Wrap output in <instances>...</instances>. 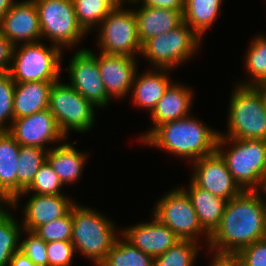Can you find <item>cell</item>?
<instances>
[{
  "label": "cell",
  "mask_w": 266,
  "mask_h": 266,
  "mask_svg": "<svg viewBox=\"0 0 266 266\" xmlns=\"http://www.w3.org/2000/svg\"><path fill=\"white\" fill-rule=\"evenodd\" d=\"M123 6L112 9L98 26V49L105 54L136 58L142 51L136 16L133 9Z\"/></svg>",
  "instance_id": "obj_10"
},
{
  "label": "cell",
  "mask_w": 266,
  "mask_h": 266,
  "mask_svg": "<svg viewBox=\"0 0 266 266\" xmlns=\"http://www.w3.org/2000/svg\"><path fill=\"white\" fill-rule=\"evenodd\" d=\"M48 266H72L74 246L71 241L46 242Z\"/></svg>",
  "instance_id": "obj_37"
},
{
  "label": "cell",
  "mask_w": 266,
  "mask_h": 266,
  "mask_svg": "<svg viewBox=\"0 0 266 266\" xmlns=\"http://www.w3.org/2000/svg\"><path fill=\"white\" fill-rule=\"evenodd\" d=\"M47 150L34 146H20L17 169V196L32 183L35 174L46 162Z\"/></svg>",
  "instance_id": "obj_28"
},
{
  "label": "cell",
  "mask_w": 266,
  "mask_h": 266,
  "mask_svg": "<svg viewBox=\"0 0 266 266\" xmlns=\"http://www.w3.org/2000/svg\"><path fill=\"white\" fill-rule=\"evenodd\" d=\"M191 115L157 126L142 142L191 163L216 151L219 133Z\"/></svg>",
  "instance_id": "obj_2"
},
{
  "label": "cell",
  "mask_w": 266,
  "mask_h": 266,
  "mask_svg": "<svg viewBox=\"0 0 266 266\" xmlns=\"http://www.w3.org/2000/svg\"><path fill=\"white\" fill-rule=\"evenodd\" d=\"M14 217L9 210L0 213V266H9L10 258L20 250L23 227Z\"/></svg>",
  "instance_id": "obj_30"
},
{
  "label": "cell",
  "mask_w": 266,
  "mask_h": 266,
  "mask_svg": "<svg viewBox=\"0 0 266 266\" xmlns=\"http://www.w3.org/2000/svg\"><path fill=\"white\" fill-rule=\"evenodd\" d=\"M201 41L202 39L183 22L177 28L147 40L142 45L141 56L147 58L154 68L172 71L194 57L202 44Z\"/></svg>",
  "instance_id": "obj_7"
},
{
  "label": "cell",
  "mask_w": 266,
  "mask_h": 266,
  "mask_svg": "<svg viewBox=\"0 0 266 266\" xmlns=\"http://www.w3.org/2000/svg\"><path fill=\"white\" fill-rule=\"evenodd\" d=\"M62 187H64L63 183L46 161L35 174L32 183L13 200V209L17 208L18 202L23 195L25 197L32 192L38 195H63Z\"/></svg>",
  "instance_id": "obj_31"
},
{
  "label": "cell",
  "mask_w": 266,
  "mask_h": 266,
  "mask_svg": "<svg viewBox=\"0 0 266 266\" xmlns=\"http://www.w3.org/2000/svg\"><path fill=\"white\" fill-rule=\"evenodd\" d=\"M138 8L133 11L137 21L138 37L142 45L147 40L167 33L183 23V11L150 6H138Z\"/></svg>",
  "instance_id": "obj_20"
},
{
  "label": "cell",
  "mask_w": 266,
  "mask_h": 266,
  "mask_svg": "<svg viewBox=\"0 0 266 266\" xmlns=\"http://www.w3.org/2000/svg\"><path fill=\"white\" fill-rule=\"evenodd\" d=\"M154 258L118 237L99 266H153Z\"/></svg>",
  "instance_id": "obj_29"
},
{
  "label": "cell",
  "mask_w": 266,
  "mask_h": 266,
  "mask_svg": "<svg viewBox=\"0 0 266 266\" xmlns=\"http://www.w3.org/2000/svg\"><path fill=\"white\" fill-rule=\"evenodd\" d=\"M227 144L230 150H224ZM216 151L242 190L259 188L266 168V140L219 136Z\"/></svg>",
  "instance_id": "obj_5"
},
{
  "label": "cell",
  "mask_w": 266,
  "mask_h": 266,
  "mask_svg": "<svg viewBox=\"0 0 266 266\" xmlns=\"http://www.w3.org/2000/svg\"><path fill=\"white\" fill-rule=\"evenodd\" d=\"M187 189L181 187L190 197L201 227L211 235L220 225L226 200L198 187L192 180Z\"/></svg>",
  "instance_id": "obj_24"
},
{
  "label": "cell",
  "mask_w": 266,
  "mask_h": 266,
  "mask_svg": "<svg viewBox=\"0 0 266 266\" xmlns=\"http://www.w3.org/2000/svg\"><path fill=\"white\" fill-rule=\"evenodd\" d=\"M0 32L14 45L42 40L38 11L33 0L16 1L0 23Z\"/></svg>",
  "instance_id": "obj_15"
},
{
  "label": "cell",
  "mask_w": 266,
  "mask_h": 266,
  "mask_svg": "<svg viewBox=\"0 0 266 266\" xmlns=\"http://www.w3.org/2000/svg\"><path fill=\"white\" fill-rule=\"evenodd\" d=\"M20 145L8 131H0V187L14 200L17 197V169Z\"/></svg>",
  "instance_id": "obj_25"
},
{
  "label": "cell",
  "mask_w": 266,
  "mask_h": 266,
  "mask_svg": "<svg viewBox=\"0 0 266 266\" xmlns=\"http://www.w3.org/2000/svg\"><path fill=\"white\" fill-rule=\"evenodd\" d=\"M101 1H103L111 10L119 8L122 5L126 4L127 2V0H101Z\"/></svg>",
  "instance_id": "obj_45"
},
{
  "label": "cell",
  "mask_w": 266,
  "mask_h": 266,
  "mask_svg": "<svg viewBox=\"0 0 266 266\" xmlns=\"http://www.w3.org/2000/svg\"><path fill=\"white\" fill-rule=\"evenodd\" d=\"M95 107L70 84L60 80L52 84L48 109L67 139L71 130L82 134L91 130L95 124Z\"/></svg>",
  "instance_id": "obj_9"
},
{
  "label": "cell",
  "mask_w": 266,
  "mask_h": 266,
  "mask_svg": "<svg viewBox=\"0 0 266 266\" xmlns=\"http://www.w3.org/2000/svg\"><path fill=\"white\" fill-rule=\"evenodd\" d=\"M15 2L14 0H0V23Z\"/></svg>",
  "instance_id": "obj_44"
},
{
  "label": "cell",
  "mask_w": 266,
  "mask_h": 266,
  "mask_svg": "<svg viewBox=\"0 0 266 266\" xmlns=\"http://www.w3.org/2000/svg\"><path fill=\"white\" fill-rule=\"evenodd\" d=\"M9 266H38L31 261L24 253L20 250L15 252L10 258Z\"/></svg>",
  "instance_id": "obj_42"
},
{
  "label": "cell",
  "mask_w": 266,
  "mask_h": 266,
  "mask_svg": "<svg viewBox=\"0 0 266 266\" xmlns=\"http://www.w3.org/2000/svg\"><path fill=\"white\" fill-rule=\"evenodd\" d=\"M28 237L20 240V251L38 266H48L46 242L36 233L23 229Z\"/></svg>",
  "instance_id": "obj_36"
},
{
  "label": "cell",
  "mask_w": 266,
  "mask_h": 266,
  "mask_svg": "<svg viewBox=\"0 0 266 266\" xmlns=\"http://www.w3.org/2000/svg\"><path fill=\"white\" fill-rule=\"evenodd\" d=\"M53 83L47 81L15 83L13 98L14 119L48 109Z\"/></svg>",
  "instance_id": "obj_23"
},
{
  "label": "cell",
  "mask_w": 266,
  "mask_h": 266,
  "mask_svg": "<svg viewBox=\"0 0 266 266\" xmlns=\"http://www.w3.org/2000/svg\"><path fill=\"white\" fill-rule=\"evenodd\" d=\"M154 70V71H153ZM142 74L136 73L131 88L132 102L150 113L163 97L166 89L173 82L168 77L169 69L153 68ZM139 74V76H137Z\"/></svg>",
  "instance_id": "obj_21"
},
{
  "label": "cell",
  "mask_w": 266,
  "mask_h": 266,
  "mask_svg": "<svg viewBox=\"0 0 266 266\" xmlns=\"http://www.w3.org/2000/svg\"><path fill=\"white\" fill-rule=\"evenodd\" d=\"M33 1L38 11L42 39L50 40L62 50L82 43L87 32L78 23L72 0Z\"/></svg>",
  "instance_id": "obj_8"
},
{
  "label": "cell",
  "mask_w": 266,
  "mask_h": 266,
  "mask_svg": "<svg viewBox=\"0 0 266 266\" xmlns=\"http://www.w3.org/2000/svg\"><path fill=\"white\" fill-rule=\"evenodd\" d=\"M25 204L21 225L23 229L34 232L38 227L64 217L76 203L74 199L66 197V194H32Z\"/></svg>",
  "instance_id": "obj_18"
},
{
  "label": "cell",
  "mask_w": 266,
  "mask_h": 266,
  "mask_svg": "<svg viewBox=\"0 0 266 266\" xmlns=\"http://www.w3.org/2000/svg\"><path fill=\"white\" fill-rule=\"evenodd\" d=\"M153 215L172 230L180 240L198 241L205 235L209 243L210 235L199 224L192 201L182 188H174L156 202ZM201 235V236H200Z\"/></svg>",
  "instance_id": "obj_11"
},
{
  "label": "cell",
  "mask_w": 266,
  "mask_h": 266,
  "mask_svg": "<svg viewBox=\"0 0 266 266\" xmlns=\"http://www.w3.org/2000/svg\"><path fill=\"white\" fill-rule=\"evenodd\" d=\"M193 97L195 96L189 87L172 82L150 113L154 126L139 137L141 139L139 142H142L157 126L189 116Z\"/></svg>",
  "instance_id": "obj_19"
},
{
  "label": "cell",
  "mask_w": 266,
  "mask_h": 266,
  "mask_svg": "<svg viewBox=\"0 0 266 266\" xmlns=\"http://www.w3.org/2000/svg\"><path fill=\"white\" fill-rule=\"evenodd\" d=\"M192 166L194 171H192L191 180L201 189L217 197L229 201L243 191L217 151L197 159L192 162Z\"/></svg>",
  "instance_id": "obj_13"
},
{
  "label": "cell",
  "mask_w": 266,
  "mask_h": 266,
  "mask_svg": "<svg viewBox=\"0 0 266 266\" xmlns=\"http://www.w3.org/2000/svg\"><path fill=\"white\" fill-rule=\"evenodd\" d=\"M69 83L87 101L97 108L106 107L112 99L108 96L98 66L97 54L85 47L74 52L69 62Z\"/></svg>",
  "instance_id": "obj_12"
},
{
  "label": "cell",
  "mask_w": 266,
  "mask_h": 266,
  "mask_svg": "<svg viewBox=\"0 0 266 266\" xmlns=\"http://www.w3.org/2000/svg\"><path fill=\"white\" fill-rule=\"evenodd\" d=\"M14 45L0 32V73L9 72Z\"/></svg>",
  "instance_id": "obj_40"
},
{
  "label": "cell",
  "mask_w": 266,
  "mask_h": 266,
  "mask_svg": "<svg viewBox=\"0 0 266 266\" xmlns=\"http://www.w3.org/2000/svg\"><path fill=\"white\" fill-rule=\"evenodd\" d=\"M262 195L257 190H243L226 202L220 225L206 244L208 251L237 254L266 238V197Z\"/></svg>",
  "instance_id": "obj_1"
},
{
  "label": "cell",
  "mask_w": 266,
  "mask_h": 266,
  "mask_svg": "<svg viewBox=\"0 0 266 266\" xmlns=\"http://www.w3.org/2000/svg\"><path fill=\"white\" fill-rule=\"evenodd\" d=\"M50 46L41 41L14 46L9 69L12 79L16 83L60 80L63 50Z\"/></svg>",
  "instance_id": "obj_6"
},
{
  "label": "cell",
  "mask_w": 266,
  "mask_h": 266,
  "mask_svg": "<svg viewBox=\"0 0 266 266\" xmlns=\"http://www.w3.org/2000/svg\"><path fill=\"white\" fill-rule=\"evenodd\" d=\"M119 234L130 244L153 258L162 255L180 241L172 230L154 216L152 221L137 223L135 226L120 230Z\"/></svg>",
  "instance_id": "obj_17"
},
{
  "label": "cell",
  "mask_w": 266,
  "mask_h": 266,
  "mask_svg": "<svg viewBox=\"0 0 266 266\" xmlns=\"http://www.w3.org/2000/svg\"><path fill=\"white\" fill-rule=\"evenodd\" d=\"M8 132L20 146H34L47 151L49 143L67 140L49 109L14 119Z\"/></svg>",
  "instance_id": "obj_14"
},
{
  "label": "cell",
  "mask_w": 266,
  "mask_h": 266,
  "mask_svg": "<svg viewBox=\"0 0 266 266\" xmlns=\"http://www.w3.org/2000/svg\"><path fill=\"white\" fill-rule=\"evenodd\" d=\"M78 23L89 33L95 30L111 9L101 0H72Z\"/></svg>",
  "instance_id": "obj_33"
},
{
  "label": "cell",
  "mask_w": 266,
  "mask_h": 266,
  "mask_svg": "<svg viewBox=\"0 0 266 266\" xmlns=\"http://www.w3.org/2000/svg\"><path fill=\"white\" fill-rule=\"evenodd\" d=\"M7 207L13 208V200L0 187V213L10 210Z\"/></svg>",
  "instance_id": "obj_43"
},
{
  "label": "cell",
  "mask_w": 266,
  "mask_h": 266,
  "mask_svg": "<svg viewBox=\"0 0 266 266\" xmlns=\"http://www.w3.org/2000/svg\"><path fill=\"white\" fill-rule=\"evenodd\" d=\"M15 83L9 72L0 73V131H8L14 120Z\"/></svg>",
  "instance_id": "obj_34"
},
{
  "label": "cell",
  "mask_w": 266,
  "mask_h": 266,
  "mask_svg": "<svg viewBox=\"0 0 266 266\" xmlns=\"http://www.w3.org/2000/svg\"><path fill=\"white\" fill-rule=\"evenodd\" d=\"M261 190V191H260ZM257 191L259 193H265L266 194V168H265V172H264V175L262 177V180H261V183H260V186L259 188L257 189ZM266 197V196H265Z\"/></svg>",
  "instance_id": "obj_46"
},
{
  "label": "cell",
  "mask_w": 266,
  "mask_h": 266,
  "mask_svg": "<svg viewBox=\"0 0 266 266\" xmlns=\"http://www.w3.org/2000/svg\"><path fill=\"white\" fill-rule=\"evenodd\" d=\"M223 0H185L183 22L201 39L222 12Z\"/></svg>",
  "instance_id": "obj_26"
},
{
  "label": "cell",
  "mask_w": 266,
  "mask_h": 266,
  "mask_svg": "<svg viewBox=\"0 0 266 266\" xmlns=\"http://www.w3.org/2000/svg\"><path fill=\"white\" fill-rule=\"evenodd\" d=\"M249 45L244 58L245 71L249 80L236 83L241 86H260L266 83V36L256 35Z\"/></svg>",
  "instance_id": "obj_27"
},
{
  "label": "cell",
  "mask_w": 266,
  "mask_h": 266,
  "mask_svg": "<svg viewBox=\"0 0 266 266\" xmlns=\"http://www.w3.org/2000/svg\"><path fill=\"white\" fill-rule=\"evenodd\" d=\"M74 250L99 266L114 246L118 235L111 219L98 210L76 204L72 207Z\"/></svg>",
  "instance_id": "obj_3"
},
{
  "label": "cell",
  "mask_w": 266,
  "mask_h": 266,
  "mask_svg": "<svg viewBox=\"0 0 266 266\" xmlns=\"http://www.w3.org/2000/svg\"><path fill=\"white\" fill-rule=\"evenodd\" d=\"M260 87L263 89V91L265 93V97H266V83L260 85Z\"/></svg>",
  "instance_id": "obj_47"
},
{
  "label": "cell",
  "mask_w": 266,
  "mask_h": 266,
  "mask_svg": "<svg viewBox=\"0 0 266 266\" xmlns=\"http://www.w3.org/2000/svg\"><path fill=\"white\" fill-rule=\"evenodd\" d=\"M97 61L108 96L112 99L126 98L138 72V59L100 52L97 54Z\"/></svg>",
  "instance_id": "obj_16"
},
{
  "label": "cell",
  "mask_w": 266,
  "mask_h": 266,
  "mask_svg": "<svg viewBox=\"0 0 266 266\" xmlns=\"http://www.w3.org/2000/svg\"><path fill=\"white\" fill-rule=\"evenodd\" d=\"M212 252L210 266H242L237 254Z\"/></svg>",
  "instance_id": "obj_41"
},
{
  "label": "cell",
  "mask_w": 266,
  "mask_h": 266,
  "mask_svg": "<svg viewBox=\"0 0 266 266\" xmlns=\"http://www.w3.org/2000/svg\"><path fill=\"white\" fill-rule=\"evenodd\" d=\"M228 107L227 134L235 139L266 140V97L260 86L233 87Z\"/></svg>",
  "instance_id": "obj_4"
},
{
  "label": "cell",
  "mask_w": 266,
  "mask_h": 266,
  "mask_svg": "<svg viewBox=\"0 0 266 266\" xmlns=\"http://www.w3.org/2000/svg\"><path fill=\"white\" fill-rule=\"evenodd\" d=\"M87 155L76 150L72 143L62 142L57 147H50L46 154V161L63 185H69L80 179L84 165L87 163Z\"/></svg>",
  "instance_id": "obj_22"
},
{
  "label": "cell",
  "mask_w": 266,
  "mask_h": 266,
  "mask_svg": "<svg viewBox=\"0 0 266 266\" xmlns=\"http://www.w3.org/2000/svg\"><path fill=\"white\" fill-rule=\"evenodd\" d=\"M126 3H131L136 6L138 5V3H141L142 6L184 11L185 0H127Z\"/></svg>",
  "instance_id": "obj_39"
},
{
  "label": "cell",
  "mask_w": 266,
  "mask_h": 266,
  "mask_svg": "<svg viewBox=\"0 0 266 266\" xmlns=\"http://www.w3.org/2000/svg\"><path fill=\"white\" fill-rule=\"evenodd\" d=\"M73 220L72 208L64 216L38 227L36 233L44 242L71 241Z\"/></svg>",
  "instance_id": "obj_35"
},
{
  "label": "cell",
  "mask_w": 266,
  "mask_h": 266,
  "mask_svg": "<svg viewBox=\"0 0 266 266\" xmlns=\"http://www.w3.org/2000/svg\"><path fill=\"white\" fill-rule=\"evenodd\" d=\"M198 244L199 241L180 240L162 255L155 257L153 266H193L201 249Z\"/></svg>",
  "instance_id": "obj_32"
},
{
  "label": "cell",
  "mask_w": 266,
  "mask_h": 266,
  "mask_svg": "<svg viewBox=\"0 0 266 266\" xmlns=\"http://www.w3.org/2000/svg\"><path fill=\"white\" fill-rule=\"evenodd\" d=\"M237 255L242 266H266V238L242 248Z\"/></svg>",
  "instance_id": "obj_38"
}]
</instances>
